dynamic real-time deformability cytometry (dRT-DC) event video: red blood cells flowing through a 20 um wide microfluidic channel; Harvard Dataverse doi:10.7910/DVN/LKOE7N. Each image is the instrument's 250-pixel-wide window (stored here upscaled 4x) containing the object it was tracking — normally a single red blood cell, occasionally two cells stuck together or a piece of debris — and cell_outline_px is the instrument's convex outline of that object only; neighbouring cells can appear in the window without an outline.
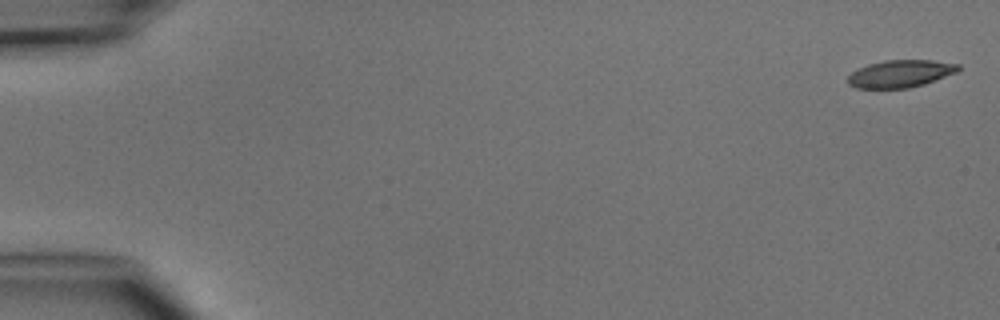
{"species": "common noctule bat (a hibernating species)", "species_latin": "Nyctalus noctula", "temperature_condition": "cold", "stored_images_in_passage": 5, "camera_frame_rate_fps": 3000, "um_per_image_px": 0.085, "animal": {"sex": "male", "body_mass_g": 15.6}, "frame": {"image": 1, "passage_image": 1, "time_ms": 0.0, "image_size_px": [1000, 320], "cell_outline_px": [[960, 68], [956, 72], [924, 84], [908, 88], [856, 88], [848, 84], [848, 76], [852, 72], [868, 64], [884, 60], [932, 60], [960, 64]], "centroid_in_image_um": [76.53, 6.26], "position_along_channel_um": 8.5, "area_um2": 17.51}}
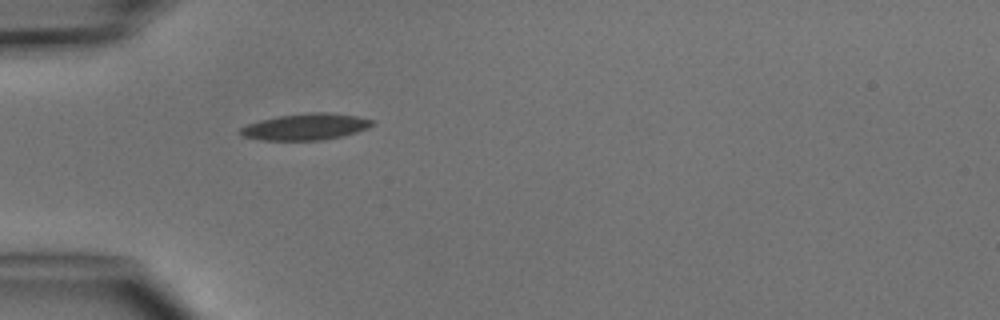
{"frame": {"image": 2, "passage_image": 5, "time_ms": 4.667, "image_size_px": [1000, 320], "cell_outline_px": [[376, 124], [368, 128], [356, 132], [324, 140], [260, 140], [244, 136], [240, 132], [240, 128], [248, 124], [260, 120], [280, 116], [308, 112], [328, 112], [356, 116], [376, 120]], "centroid_in_image_um": [26.03, 10.77], "position_along_channel_um": 59.0, "area_um2": 20.29}}